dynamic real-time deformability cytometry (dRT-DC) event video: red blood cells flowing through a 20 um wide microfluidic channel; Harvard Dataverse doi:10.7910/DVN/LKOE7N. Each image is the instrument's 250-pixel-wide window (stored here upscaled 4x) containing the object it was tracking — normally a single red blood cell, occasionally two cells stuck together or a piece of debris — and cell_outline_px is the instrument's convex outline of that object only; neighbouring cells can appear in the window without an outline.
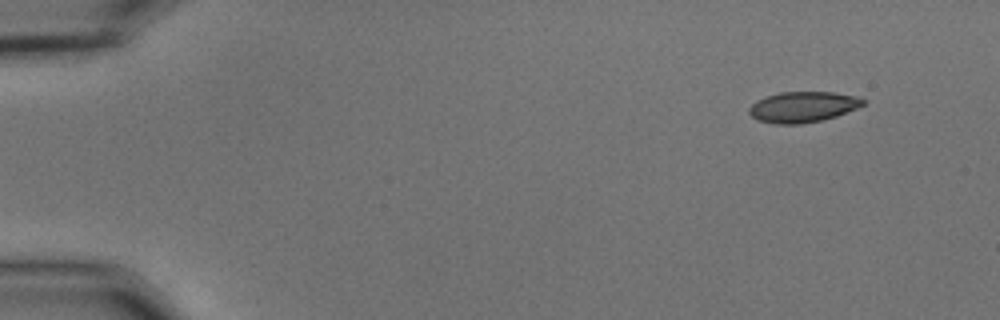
{"species": "common noctule bat (a hibernating species)", "species_latin": "Nyctalus noctula", "temperature_condition": "cold", "stored_images_in_passage": 51, "camera_frame_rate_fps": 3000, "um_per_image_px": 0.085, "animal": {"sex": "male", "body_mass_g": 15.6}, "frame": {"image": 1, "passage_image": 1, "time_ms": 0.0, "image_size_px": [1000, 320], "cell_outline_px": [[868, 100], [864, 104], [856, 108], [836, 116], [820, 120], [800, 124], [776, 124], [756, 120], [748, 112], [748, 108], [756, 100], [780, 92], [832, 92], [860, 96]], "centroid_in_image_um": [68.25, 9.08], "position_along_channel_um": 16.7, "area_um2": 20.46}}
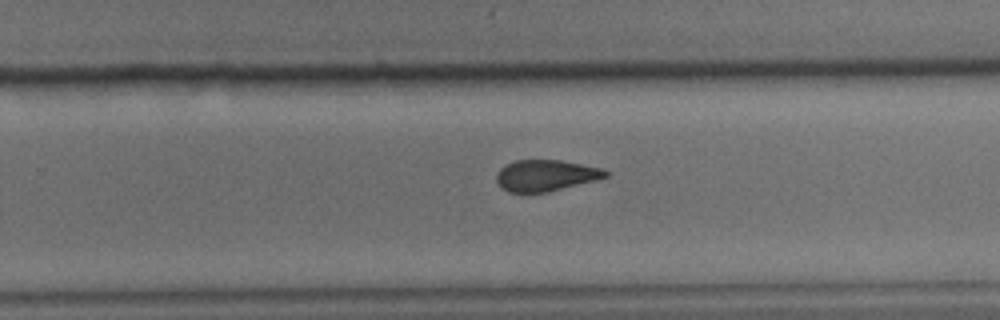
{"frame": {"image": 2, "passage_image": 32, "time_ms": 10.333, "image_size_px": [1000, 320], "cell_outline_px": [[608, 176], [596, 180], [548, 192], [508, 192], [500, 188], [496, 180], [496, 176], [500, 168], [516, 160], [560, 160], [604, 168], [608, 172]], "centroid_in_image_um": [46.39, 14.91], "position_along_channel_um": 283.4, "area_um2": 19.88}}
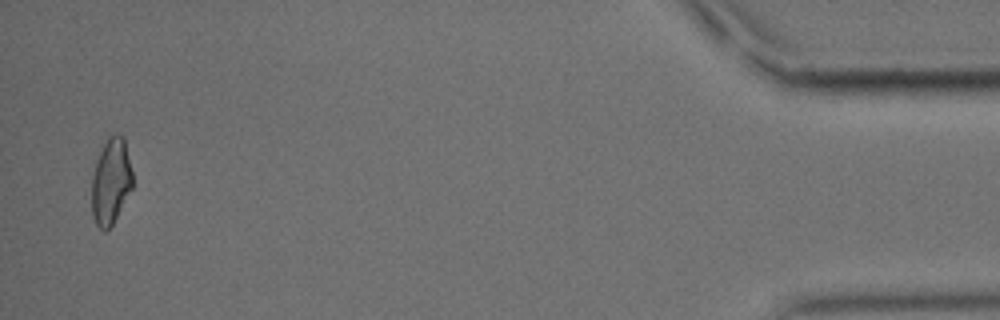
{"frame": {"image": 3, "passage_image": 50, "time_ms": 16.333, "image_size_px": [1000, 320], "cell_outline_px": [[132, 188], [112, 224], [104, 232], [96, 224], [92, 216], [92, 176], [96, 160], [108, 136], [116, 132], [124, 136], [132, 172]], "centroid_in_image_um": [9.42, 15.38], "position_along_channel_um": 425.8, "area_um2": 20.4}, "authors_computed_cell_mechanics": {"area_um2": 20.9814, "velocity_mm_per_s": 3.6615, "shape_relaxation_time_tau1_ms": 9.2044, "shape_relaxation_time_tau2_ms": 2.3051, "deformation_change_tau1": 0.1798, "deformation_change_tau2": 0.0656}}